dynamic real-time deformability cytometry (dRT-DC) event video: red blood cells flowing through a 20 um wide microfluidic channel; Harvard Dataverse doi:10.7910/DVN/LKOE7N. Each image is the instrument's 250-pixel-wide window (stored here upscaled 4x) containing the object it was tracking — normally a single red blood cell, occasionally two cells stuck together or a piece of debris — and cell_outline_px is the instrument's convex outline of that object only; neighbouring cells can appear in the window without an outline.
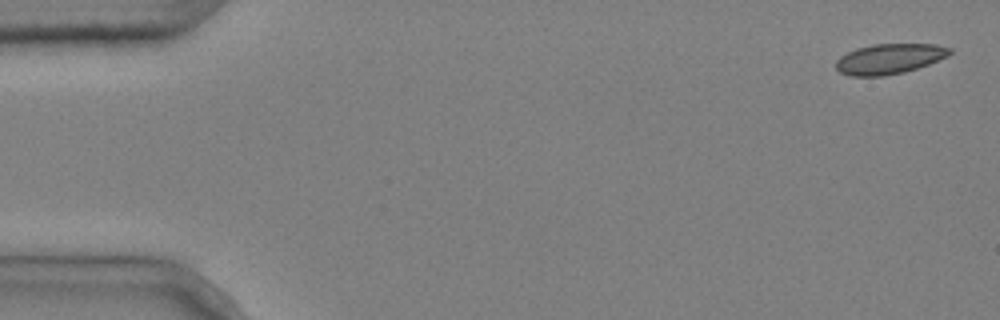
{"species": "common noctule bat (a hibernating species)", "species_latin": "Nyctalus noctula", "temperature_condition": "cold", "stored_images_in_passage": 5, "camera_frame_rate_fps": 3000, "um_per_image_px": 0.085, "animal": {"sex": "male", "body_mass_g": 20.4}, "frame": {"image": 1, "passage_image": 1, "time_ms": 0.0, "image_size_px": [1000, 320], "cell_outline_px": [[952, 52], [948, 56], [928, 64], [904, 72], [884, 76], [852, 76], [840, 72], [836, 68], [836, 60], [840, 56], [856, 48], [872, 44], [936, 44], [952, 48]], "centroid_in_image_um": [75.59, 4.99], "position_along_channel_um": 9.4, "area_um2": 20.06}}
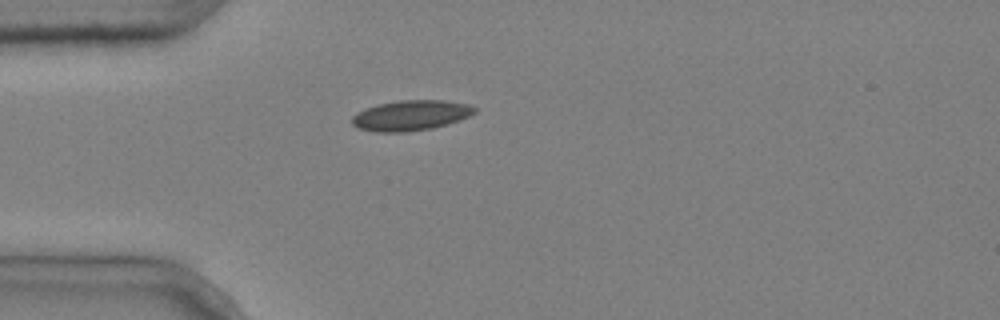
{"frame": {"image": 2, "passage_image": 4, "time_ms": 1.0, "image_size_px": [1000, 320], "cell_outline_px": [[476, 112], [460, 120], [448, 124], [432, 128], [404, 132], [376, 132], [356, 128], [352, 124], [352, 116], [356, 112], [380, 104], [400, 100], [444, 100], [468, 104], [476, 108]], "centroid_in_image_um": [34.91, 9.81], "position_along_channel_um": 50.1, "area_um2": 21.62}}